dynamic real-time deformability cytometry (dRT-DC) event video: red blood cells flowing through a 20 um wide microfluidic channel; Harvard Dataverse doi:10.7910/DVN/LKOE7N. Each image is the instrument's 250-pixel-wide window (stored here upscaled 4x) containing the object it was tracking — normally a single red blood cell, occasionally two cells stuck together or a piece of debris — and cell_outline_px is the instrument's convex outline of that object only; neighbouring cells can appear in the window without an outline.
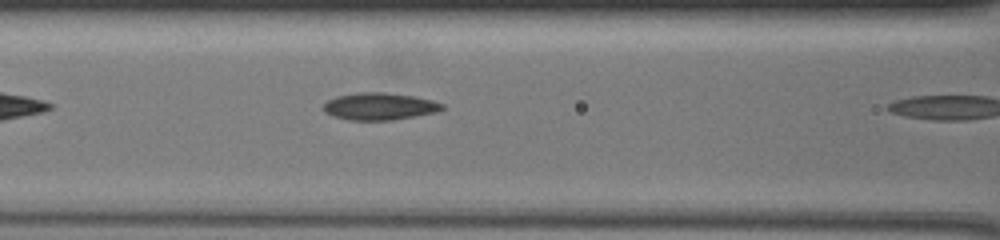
{"species": "common noctule bat (a hibernating species)", "species_latin": "Nyctalus noctula", "temperature_condition": "warm", "stored_images_in_passage": 8, "camera_frame_rate_fps": 3000, "um_per_image_px": 0.085, "animal": {"sex": "female", "body_mass_g": 19.5, "forearm_length_mm": 54.1}, "frame": {"image": 1, "passage_image": 4, "time_ms": 1.0, "image_size_px": [1000, 240], "cell_outline_px": [[444, 108], [436, 112], [416, 116], [392, 120], [348, 120], [332, 116], [324, 112], [324, 104], [328, 100], [336, 96], [356, 92], [384, 92], [416, 96], [432, 100], [444, 104]], "centroid_in_image_um": [32.25, 9.03], "position_along_channel_um": 134.3, "area_um2": 18.96}}